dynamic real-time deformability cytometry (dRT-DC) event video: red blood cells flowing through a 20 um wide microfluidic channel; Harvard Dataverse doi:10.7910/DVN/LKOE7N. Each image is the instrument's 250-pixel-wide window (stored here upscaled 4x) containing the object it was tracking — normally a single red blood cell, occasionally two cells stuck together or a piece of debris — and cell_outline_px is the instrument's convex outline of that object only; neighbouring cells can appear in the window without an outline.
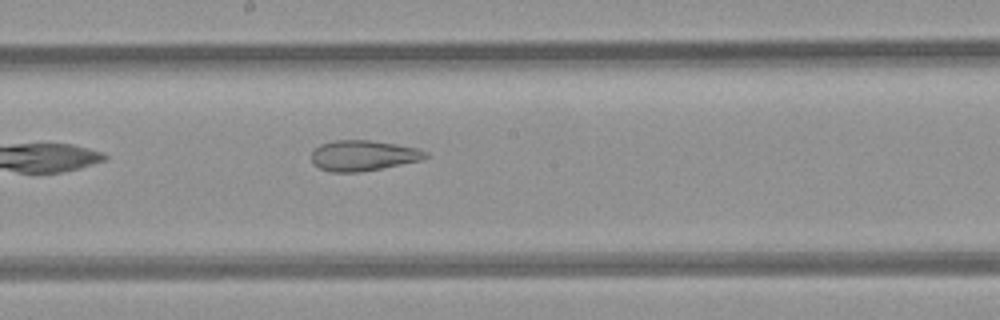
{"species": "common noctule bat (a hibernating species)", "species_latin": "Nyctalus noctula", "temperature_condition": "room temperature", "stored_images_in_passage": 7, "camera_frame_rate_fps": 3000, "um_per_image_px": 0.085, "animal": {"sex": "female", "body_mass_g": 21.9}, "frame": {"image": 1, "passage_image": 7, "time_ms": 8.0, "image_size_px": [1000, 320], "cell_outline_px": [[428, 156], [420, 160], [360, 172], [332, 172], [320, 168], [312, 160], [312, 152], [320, 144], [332, 140], [368, 140], [396, 144], [416, 148], [428, 152]], "centroid_in_image_um": [30.86, 13.21], "position_along_channel_um": 217.3, "area_um2": 20.0}}